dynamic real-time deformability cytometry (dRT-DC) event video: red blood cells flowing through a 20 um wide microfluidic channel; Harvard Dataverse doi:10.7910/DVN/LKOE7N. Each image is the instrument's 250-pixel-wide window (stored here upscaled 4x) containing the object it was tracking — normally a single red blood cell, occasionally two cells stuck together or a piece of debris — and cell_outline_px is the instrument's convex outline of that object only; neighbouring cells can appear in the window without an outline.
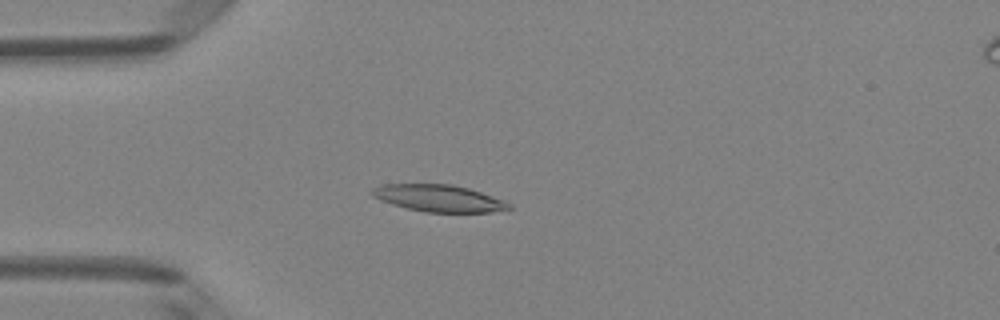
{"species": "Egyptian fruit bat (a non-hibernating species)", "species_latin": "Rousettus aegyptiacus", "temperature_condition": "room temperature", "stored_images_in_passage": 5, "camera_frame_rate_fps": 3000, "um_per_image_px": 0.085, "animal": {"sex": "female"}, "frame": {"image": 1, "passage_image": 3, "time_ms": 0.667, "image_size_px": [1000, 320], "cell_outline_px": [[512, 208], [492, 212], [424, 212], [392, 204], [380, 200], [372, 196], [372, 188], [380, 184], [452, 184], [468, 188], [504, 200], [512, 204]], "centroid_in_image_um": [37.3, 16.85], "position_along_channel_um": 47.7, "area_um2": 21.44}}
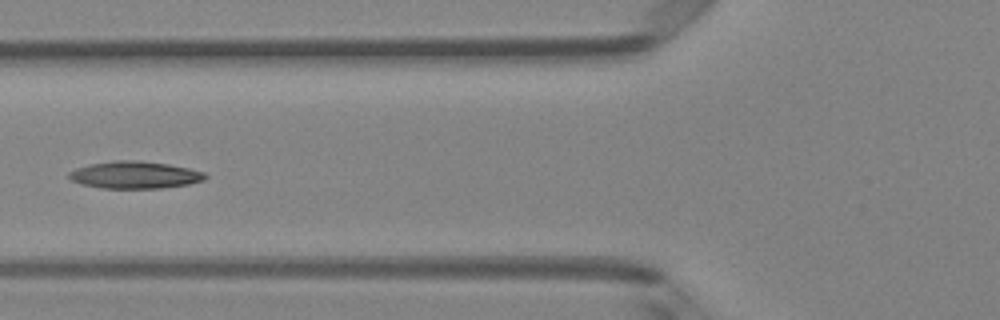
{"frame": {"image": 2, "passage_image": 5, "time_ms": 1.333, "image_size_px": [1000, 320], "cell_outline_px": [[208, 176], [204, 180], [188, 184], [160, 188], [100, 188], [80, 184], [72, 180], [68, 176], [68, 172], [76, 168], [88, 164], [116, 160], [132, 160], [168, 164], [188, 168], [204, 172]], "centroid_in_image_um": [11.43, 14.87], "position_along_channel_um": 114.4, "area_um2": 21.56}}